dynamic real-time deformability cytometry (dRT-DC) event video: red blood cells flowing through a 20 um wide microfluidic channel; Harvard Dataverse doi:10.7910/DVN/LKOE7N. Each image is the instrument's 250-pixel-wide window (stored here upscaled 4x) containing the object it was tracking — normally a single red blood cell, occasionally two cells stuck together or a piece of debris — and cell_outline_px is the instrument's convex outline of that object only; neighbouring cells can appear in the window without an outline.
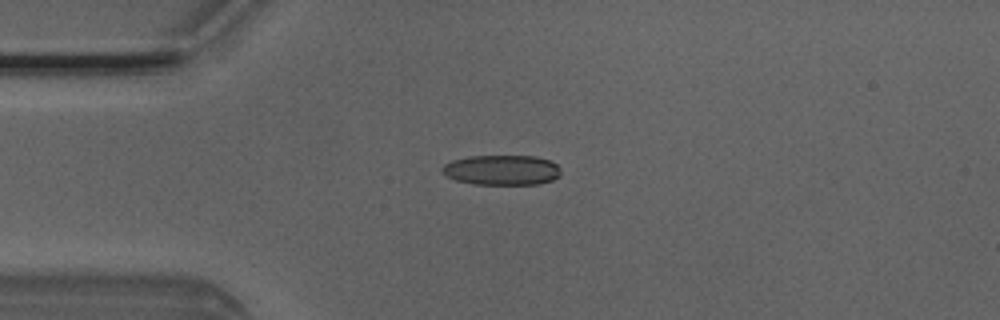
{"species": "Egyptian fruit bat (a non-hibernating species)", "species_latin": "Rousettus aegyptiacus", "temperature_condition": "room temperature", "stored_images_in_passage": 5, "camera_frame_rate_fps": 3000, "um_per_image_px": 0.085, "animal": {"sex": "male"}, "frame": {"image": 1, "passage_image": 2, "time_ms": 0.333, "image_size_px": [1000, 320], "cell_outline_px": [[560, 176], [552, 180], [536, 184], [472, 184], [456, 180], [440, 172], [440, 168], [444, 164], [452, 160], [468, 156], [536, 156], [548, 160], [556, 164], [560, 168]], "centroid_in_image_um": [42.62, 14.45], "position_along_channel_um": 42.4, "area_um2": 20.87}}